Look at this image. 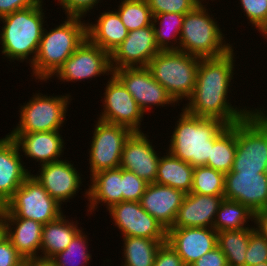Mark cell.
I'll return each instance as SVG.
<instances>
[{
    "label": "cell",
    "mask_w": 267,
    "mask_h": 266,
    "mask_svg": "<svg viewBox=\"0 0 267 266\" xmlns=\"http://www.w3.org/2000/svg\"><path fill=\"white\" fill-rule=\"evenodd\" d=\"M234 54L233 48L220 57L200 59L194 91L186 100V106L183 105L186 112L201 118L221 120L231 126L254 111L250 107L237 108L229 102L231 80L235 74Z\"/></svg>",
    "instance_id": "1"
},
{
    "label": "cell",
    "mask_w": 267,
    "mask_h": 266,
    "mask_svg": "<svg viewBox=\"0 0 267 266\" xmlns=\"http://www.w3.org/2000/svg\"><path fill=\"white\" fill-rule=\"evenodd\" d=\"M43 3V0H38L33 6L0 18L3 22L0 31L1 54L10 62L26 60L30 66L33 64L46 22L44 19L47 18Z\"/></svg>",
    "instance_id": "2"
},
{
    "label": "cell",
    "mask_w": 267,
    "mask_h": 266,
    "mask_svg": "<svg viewBox=\"0 0 267 266\" xmlns=\"http://www.w3.org/2000/svg\"><path fill=\"white\" fill-rule=\"evenodd\" d=\"M167 150L193 167L206 166L214 140L228 127L221 120L201 118L181 109Z\"/></svg>",
    "instance_id": "3"
},
{
    "label": "cell",
    "mask_w": 267,
    "mask_h": 266,
    "mask_svg": "<svg viewBox=\"0 0 267 266\" xmlns=\"http://www.w3.org/2000/svg\"><path fill=\"white\" fill-rule=\"evenodd\" d=\"M67 16L65 21L49 31L44 27L33 64L35 81L47 82L87 38L86 21Z\"/></svg>",
    "instance_id": "4"
},
{
    "label": "cell",
    "mask_w": 267,
    "mask_h": 266,
    "mask_svg": "<svg viewBox=\"0 0 267 266\" xmlns=\"http://www.w3.org/2000/svg\"><path fill=\"white\" fill-rule=\"evenodd\" d=\"M206 7L196 6L184 15L179 42V51L201 59L220 57L233 49Z\"/></svg>",
    "instance_id": "5"
},
{
    "label": "cell",
    "mask_w": 267,
    "mask_h": 266,
    "mask_svg": "<svg viewBox=\"0 0 267 266\" xmlns=\"http://www.w3.org/2000/svg\"><path fill=\"white\" fill-rule=\"evenodd\" d=\"M236 154L232 172L267 173V111H254L236 123Z\"/></svg>",
    "instance_id": "6"
},
{
    "label": "cell",
    "mask_w": 267,
    "mask_h": 266,
    "mask_svg": "<svg viewBox=\"0 0 267 266\" xmlns=\"http://www.w3.org/2000/svg\"><path fill=\"white\" fill-rule=\"evenodd\" d=\"M200 59L179 50L159 51L146 68L179 105L194 91Z\"/></svg>",
    "instance_id": "7"
},
{
    "label": "cell",
    "mask_w": 267,
    "mask_h": 266,
    "mask_svg": "<svg viewBox=\"0 0 267 266\" xmlns=\"http://www.w3.org/2000/svg\"><path fill=\"white\" fill-rule=\"evenodd\" d=\"M71 95H43L36 92L29 102L20 106L19 122L8 134L60 131L65 123Z\"/></svg>",
    "instance_id": "8"
},
{
    "label": "cell",
    "mask_w": 267,
    "mask_h": 266,
    "mask_svg": "<svg viewBox=\"0 0 267 266\" xmlns=\"http://www.w3.org/2000/svg\"><path fill=\"white\" fill-rule=\"evenodd\" d=\"M61 207L30 175L0 210L4 218H25L44 225L63 214Z\"/></svg>",
    "instance_id": "9"
},
{
    "label": "cell",
    "mask_w": 267,
    "mask_h": 266,
    "mask_svg": "<svg viewBox=\"0 0 267 266\" xmlns=\"http://www.w3.org/2000/svg\"><path fill=\"white\" fill-rule=\"evenodd\" d=\"M94 125L88 149L90 177L99 171L120 167L124 144L133 133L127 127L99 119Z\"/></svg>",
    "instance_id": "10"
},
{
    "label": "cell",
    "mask_w": 267,
    "mask_h": 266,
    "mask_svg": "<svg viewBox=\"0 0 267 266\" xmlns=\"http://www.w3.org/2000/svg\"><path fill=\"white\" fill-rule=\"evenodd\" d=\"M110 53L90 42L87 38L65 60L63 65L51 77L66 82H77L112 75Z\"/></svg>",
    "instance_id": "11"
},
{
    "label": "cell",
    "mask_w": 267,
    "mask_h": 266,
    "mask_svg": "<svg viewBox=\"0 0 267 266\" xmlns=\"http://www.w3.org/2000/svg\"><path fill=\"white\" fill-rule=\"evenodd\" d=\"M104 89L103 110L97 119L127 127L132 132H142L141 122L145 114L123 83L112 74Z\"/></svg>",
    "instance_id": "12"
},
{
    "label": "cell",
    "mask_w": 267,
    "mask_h": 266,
    "mask_svg": "<svg viewBox=\"0 0 267 266\" xmlns=\"http://www.w3.org/2000/svg\"><path fill=\"white\" fill-rule=\"evenodd\" d=\"M113 74L123 83L133 96L139 108L145 113L152 107L177 106V102L158 83L146 67H124L113 71Z\"/></svg>",
    "instance_id": "13"
},
{
    "label": "cell",
    "mask_w": 267,
    "mask_h": 266,
    "mask_svg": "<svg viewBox=\"0 0 267 266\" xmlns=\"http://www.w3.org/2000/svg\"><path fill=\"white\" fill-rule=\"evenodd\" d=\"M106 210L109 211L115 227L121 231L122 237L166 241L167 230L142 208L140 202L122 201Z\"/></svg>",
    "instance_id": "14"
},
{
    "label": "cell",
    "mask_w": 267,
    "mask_h": 266,
    "mask_svg": "<svg viewBox=\"0 0 267 266\" xmlns=\"http://www.w3.org/2000/svg\"><path fill=\"white\" fill-rule=\"evenodd\" d=\"M70 162V163H69ZM72 161L59 160L40 165L36 175H31L38 181L60 205L79 193L83 176L79 170H76Z\"/></svg>",
    "instance_id": "15"
},
{
    "label": "cell",
    "mask_w": 267,
    "mask_h": 266,
    "mask_svg": "<svg viewBox=\"0 0 267 266\" xmlns=\"http://www.w3.org/2000/svg\"><path fill=\"white\" fill-rule=\"evenodd\" d=\"M161 51L155 40L153 25L128 32L127 37L110 54L112 70L124 67H146Z\"/></svg>",
    "instance_id": "16"
},
{
    "label": "cell",
    "mask_w": 267,
    "mask_h": 266,
    "mask_svg": "<svg viewBox=\"0 0 267 266\" xmlns=\"http://www.w3.org/2000/svg\"><path fill=\"white\" fill-rule=\"evenodd\" d=\"M224 198L247 206L253 213L267 208V173H226Z\"/></svg>",
    "instance_id": "17"
},
{
    "label": "cell",
    "mask_w": 267,
    "mask_h": 266,
    "mask_svg": "<svg viewBox=\"0 0 267 266\" xmlns=\"http://www.w3.org/2000/svg\"><path fill=\"white\" fill-rule=\"evenodd\" d=\"M148 138L143 132L130 135L123 147L120 167L132 171L150 184L155 183L160 155Z\"/></svg>",
    "instance_id": "18"
},
{
    "label": "cell",
    "mask_w": 267,
    "mask_h": 266,
    "mask_svg": "<svg viewBox=\"0 0 267 266\" xmlns=\"http://www.w3.org/2000/svg\"><path fill=\"white\" fill-rule=\"evenodd\" d=\"M166 242L178 253L185 266H190L217 246V232L206 227L170 228Z\"/></svg>",
    "instance_id": "19"
},
{
    "label": "cell",
    "mask_w": 267,
    "mask_h": 266,
    "mask_svg": "<svg viewBox=\"0 0 267 266\" xmlns=\"http://www.w3.org/2000/svg\"><path fill=\"white\" fill-rule=\"evenodd\" d=\"M16 141L6 134L0 138V208L12 198L14 193L31 175L24 165Z\"/></svg>",
    "instance_id": "20"
},
{
    "label": "cell",
    "mask_w": 267,
    "mask_h": 266,
    "mask_svg": "<svg viewBox=\"0 0 267 266\" xmlns=\"http://www.w3.org/2000/svg\"><path fill=\"white\" fill-rule=\"evenodd\" d=\"M185 193L166 185L150 183L141 197L142 208L166 230L172 228Z\"/></svg>",
    "instance_id": "21"
},
{
    "label": "cell",
    "mask_w": 267,
    "mask_h": 266,
    "mask_svg": "<svg viewBox=\"0 0 267 266\" xmlns=\"http://www.w3.org/2000/svg\"><path fill=\"white\" fill-rule=\"evenodd\" d=\"M26 158L38 165L62 160L65 144L59 131H42L24 134H8Z\"/></svg>",
    "instance_id": "22"
},
{
    "label": "cell",
    "mask_w": 267,
    "mask_h": 266,
    "mask_svg": "<svg viewBox=\"0 0 267 266\" xmlns=\"http://www.w3.org/2000/svg\"><path fill=\"white\" fill-rule=\"evenodd\" d=\"M223 199L224 196L186 194L172 228H213L216 213Z\"/></svg>",
    "instance_id": "23"
},
{
    "label": "cell",
    "mask_w": 267,
    "mask_h": 266,
    "mask_svg": "<svg viewBox=\"0 0 267 266\" xmlns=\"http://www.w3.org/2000/svg\"><path fill=\"white\" fill-rule=\"evenodd\" d=\"M90 186L85 191L87 198V212L91 215L98 205L109 209L112 205L122 202V168L99 171L90 177ZM106 204V205H105Z\"/></svg>",
    "instance_id": "24"
},
{
    "label": "cell",
    "mask_w": 267,
    "mask_h": 266,
    "mask_svg": "<svg viewBox=\"0 0 267 266\" xmlns=\"http://www.w3.org/2000/svg\"><path fill=\"white\" fill-rule=\"evenodd\" d=\"M4 222L5 236L17 252L24 259L39 257L43 224L25 218H4Z\"/></svg>",
    "instance_id": "25"
},
{
    "label": "cell",
    "mask_w": 267,
    "mask_h": 266,
    "mask_svg": "<svg viewBox=\"0 0 267 266\" xmlns=\"http://www.w3.org/2000/svg\"><path fill=\"white\" fill-rule=\"evenodd\" d=\"M97 18L96 23H86L87 39L111 54L127 37L128 31L116 10L104 11Z\"/></svg>",
    "instance_id": "26"
},
{
    "label": "cell",
    "mask_w": 267,
    "mask_h": 266,
    "mask_svg": "<svg viewBox=\"0 0 267 266\" xmlns=\"http://www.w3.org/2000/svg\"><path fill=\"white\" fill-rule=\"evenodd\" d=\"M78 221L66 219L62 214L54 221L43 225L40 256L42 258H52L71 243L73 238L81 231ZM42 252V253H41Z\"/></svg>",
    "instance_id": "27"
},
{
    "label": "cell",
    "mask_w": 267,
    "mask_h": 266,
    "mask_svg": "<svg viewBox=\"0 0 267 266\" xmlns=\"http://www.w3.org/2000/svg\"><path fill=\"white\" fill-rule=\"evenodd\" d=\"M160 156L155 183L166 185L189 194L192 188L194 167L184 162L168 150Z\"/></svg>",
    "instance_id": "28"
},
{
    "label": "cell",
    "mask_w": 267,
    "mask_h": 266,
    "mask_svg": "<svg viewBox=\"0 0 267 266\" xmlns=\"http://www.w3.org/2000/svg\"><path fill=\"white\" fill-rule=\"evenodd\" d=\"M255 213L247 206L233 200L223 199L215 216L213 229L216 232L227 230H242L254 223ZM248 224V225H247Z\"/></svg>",
    "instance_id": "29"
},
{
    "label": "cell",
    "mask_w": 267,
    "mask_h": 266,
    "mask_svg": "<svg viewBox=\"0 0 267 266\" xmlns=\"http://www.w3.org/2000/svg\"><path fill=\"white\" fill-rule=\"evenodd\" d=\"M122 239L124 262L121 266H154L156 253L166 242L133 236Z\"/></svg>",
    "instance_id": "30"
},
{
    "label": "cell",
    "mask_w": 267,
    "mask_h": 266,
    "mask_svg": "<svg viewBox=\"0 0 267 266\" xmlns=\"http://www.w3.org/2000/svg\"><path fill=\"white\" fill-rule=\"evenodd\" d=\"M185 14L160 13L153 16L155 40L161 51L179 50L180 32Z\"/></svg>",
    "instance_id": "31"
},
{
    "label": "cell",
    "mask_w": 267,
    "mask_h": 266,
    "mask_svg": "<svg viewBox=\"0 0 267 266\" xmlns=\"http://www.w3.org/2000/svg\"><path fill=\"white\" fill-rule=\"evenodd\" d=\"M236 148V123H234L228 126L214 140L206 166L225 174L230 172L233 166Z\"/></svg>",
    "instance_id": "32"
},
{
    "label": "cell",
    "mask_w": 267,
    "mask_h": 266,
    "mask_svg": "<svg viewBox=\"0 0 267 266\" xmlns=\"http://www.w3.org/2000/svg\"><path fill=\"white\" fill-rule=\"evenodd\" d=\"M254 228L217 232V246L225 255L228 266H245L250 232Z\"/></svg>",
    "instance_id": "33"
},
{
    "label": "cell",
    "mask_w": 267,
    "mask_h": 266,
    "mask_svg": "<svg viewBox=\"0 0 267 266\" xmlns=\"http://www.w3.org/2000/svg\"><path fill=\"white\" fill-rule=\"evenodd\" d=\"M116 9L127 31L152 25L153 15L146 0H121Z\"/></svg>",
    "instance_id": "34"
},
{
    "label": "cell",
    "mask_w": 267,
    "mask_h": 266,
    "mask_svg": "<svg viewBox=\"0 0 267 266\" xmlns=\"http://www.w3.org/2000/svg\"><path fill=\"white\" fill-rule=\"evenodd\" d=\"M225 173L207 166L194 167L190 193L224 196Z\"/></svg>",
    "instance_id": "35"
},
{
    "label": "cell",
    "mask_w": 267,
    "mask_h": 266,
    "mask_svg": "<svg viewBox=\"0 0 267 266\" xmlns=\"http://www.w3.org/2000/svg\"><path fill=\"white\" fill-rule=\"evenodd\" d=\"M84 233L81 230L64 251L51 258L56 266H89L92 255L88 251V236Z\"/></svg>",
    "instance_id": "36"
},
{
    "label": "cell",
    "mask_w": 267,
    "mask_h": 266,
    "mask_svg": "<svg viewBox=\"0 0 267 266\" xmlns=\"http://www.w3.org/2000/svg\"><path fill=\"white\" fill-rule=\"evenodd\" d=\"M148 183L132 171L122 168V201L140 202Z\"/></svg>",
    "instance_id": "37"
},
{
    "label": "cell",
    "mask_w": 267,
    "mask_h": 266,
    "mask_svg": "<svg viewBox=\"0 0 267 266\" xmlns=\"http://www.w3.org/2000/svg\"><path fill=\"white\" fill-rule=\"evenodd\" d=\"M248 23L259 32L267 25V0H239ZM246 14V15H245Z\"/></svg>",
    "instance_id": "38"
},
{
    "label": "cell",
    "mask_w": 267,
    "mask_h": 266,
    "mask_svg": "<svg viewBox=\"0 0 267 266\" xmlns=\"http://www.w3.org/2000/svg\"><path fill=\"white\" fill-rule=\"evenodd\" d=\"M245 258V266L267 262V240L255 228L250 232Z\"/></svg>",
    "instance_id": "39"
},
{
    "label": "cell",
    "mask_w": 267,
    "mask_h": 266,
    "mask_svg": "<svg viewBox=\"0 0 267 266\" xmlns=\"http://www.w3.org/2000/svg\"><path fill=\"white\" fill-rule=\"evenodd\" d=\"M152 15L160 13L186 14L196 5L191 0H146Z\"/></svg>",
    "instance_id": "40"
},
{
    "label": "cell",
    "mask_w": 267,
    "mask_h": 266,
    "mask_svg": "<svg viewBox=\"0 0 267 266\" xmlns=\"http://www.w3.org/2000/svg\"><path fill=\"white\" fill-rule=\"evenodd\" d=\"M98 3H102V0H58V4L62 6L66 17H82L84 19L88 12L97 8L96 4L98 6Z\"/></svg>",
    "instance_id": "41"
},
{
    "label": "cell",
    "mask_w": 267,
    "mask_h": 266,
    "mask_svg": "<svg viewBox=\"0 0 267 266\" xmlns=\"http://www.w3.org/2000/svg\"><path fill=\"white\" fill-rule=\"evenodd\" d=\"M24 260L11 241L4 236L0 240V266H23Z\"/></svg>",
    "instance_id": "42"
},
{
    "label": "cell",
    "mask_w": 267,
    "mask_h": 266,
    "mask_svg": "<svg viewBox=\"0 0 267 266\" xmlns=\"http://www.w3.org/2000/svg\"><path fill=\"white\" fill-rule=\"evenodd\" d=\"M154 266H185V264L178 253L165 242L156 253Z\"/></svg>",
    "instance_id": "43"
},
{
    "label": "cell",
    "mask_w": 267,
    "mask_h": 266,
    "mask_svg": "<svg viewBox=\"0 0 267 266\" xmlns=\"http://www.w3.org/2000/svg\"><path fill=\"white\" fill-rule=\"evenodd\" d=\"M190 266H228L225 255L221 249L216 246L213 250L201 256Z\"/></svg>",
    "instance_id": "44"
},
{
    "label": "cell",
    "mask_w": 267,
    "mask_h": 266,
    "mask_svg": "<svg viewBox=\"0 0 267 266\" xmlns=\"http://www.w3.org/2000/svg\"><path fill=\"white\" fill-rule=\"evenodd\" d=\"M38 0H0V18L17 10L33 6Z\"/></svg>",
    "instance_id": "45"
},
{
    "label": "cell",
    "mask_w": 267,
    "mask_h": 266,
    "mask_svg": "<svg viewBox=\"0 0 267 266\" xmlns=\"http://www.w3.org/2000/svg\"><path fill=\"white\" fill-rule=\"evenodd\" d=\"M255 229L267 240V208L255 213Z\"/></svg>",
    "instance_id": "46"
},
{
    "label": "cell",
    "mask_w": 267,
    "mask_h": 266,
    "mask_svg": "<svg viewBox=\"0 0 267 266\" xmlns=\"http://www.w3.org/2000/svg\"><path fill=\"white\" fill-rule=\"evenodd\" d=\"M23 266H56L51 258L35 257L24 260Z\"/></svg>",
    "instance_id": "47"
},
{
    "label": "cell",
    "mask_w": 267,
    "mask_h": 266,
    "mask_svg": "<svg viewBox=\"0 0 267 266\" xmlns=\"http://www.w3.org/2000/svg\"><path fill=\"white\" fill-rule=\"evenodd\" d=\"M5 236V222L2 211L0 210V240Z\"/></svg>",
    "instance_id": "48"
},
{
    "label": "cell",
    "mask_w": 267,
    "mask_h": 266,
    "mask_svg": "<svg viewBox=\"0 0 267 266\" xmlns=\"http://www.w3.org/2000/svg\"><path fill=\"white\" fill-rule=\"evenodd\" d=\"M260 34L263 36V39L265 38V41H267V25L260 31Z\"/></svg>",
    "instance_id": "49"
},
{
    "label": "cell",
    "mask_w": 267,
    "mask_h": 266,
    "mask_svg": "<svg viewBox=\"0 0 267 266\" xmlns=\"http://www.w3.org/2000/svg\"><path fill=\"white\" fill-rule=\"evenodd\" d=\"M196 6H199V5H202V4H205L206 3V0H191ZM205 3H204V2ZM203 2V3H202Z\"/></svg>",
    "instance_id": "50"
},
{
    "label": "cell",
    "mask_w": 267,
    "mask_h": 266,
    "mask_svg": "<svg viewBox=\"0 0 267 266\" xmlns=\"http://www.w3.org/2000/svg\"><path fill=\"white\" fill-rule=\"evenodd\" d=\"M254 266H267V262H265V263H259V264L254 265Z\"/></svg>",
    "instance_id": "51"
}]
</instances>
